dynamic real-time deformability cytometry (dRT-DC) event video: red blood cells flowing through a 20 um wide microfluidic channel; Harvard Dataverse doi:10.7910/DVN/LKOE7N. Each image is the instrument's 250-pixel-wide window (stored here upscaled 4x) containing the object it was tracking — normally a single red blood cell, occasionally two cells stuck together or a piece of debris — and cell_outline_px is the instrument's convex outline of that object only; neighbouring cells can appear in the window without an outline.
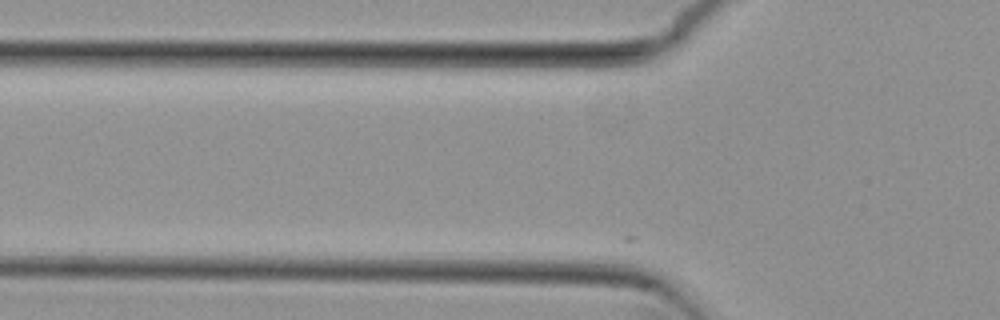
{"species": "common noctule bat (a hibernating species)", "species_latin": "Nyctalus noctula", "temperature_condition": "cold", "stored_images_in_passage": 6, "camera_frame_rate_fps": 3000, "um_per_image_px": 0.085, "animal": {"sex": "female", "body_mass_g": 29.2, "forearm_length_mm": 56.3}, "frame": {"image": 1, "passage_image": 4, "time_ms": 1.0, "image_size_px": [1000, 320], "cell_outline_px": [[648, 288], [644, 288], [536, 284], [432, 280], [436, 276], [540, 264], [612, 264], [648, 284]], "centroid_in_image_um": [47.09, 23.44], "position_along_channel_um": 78.7, "area_um2": 23.87}}